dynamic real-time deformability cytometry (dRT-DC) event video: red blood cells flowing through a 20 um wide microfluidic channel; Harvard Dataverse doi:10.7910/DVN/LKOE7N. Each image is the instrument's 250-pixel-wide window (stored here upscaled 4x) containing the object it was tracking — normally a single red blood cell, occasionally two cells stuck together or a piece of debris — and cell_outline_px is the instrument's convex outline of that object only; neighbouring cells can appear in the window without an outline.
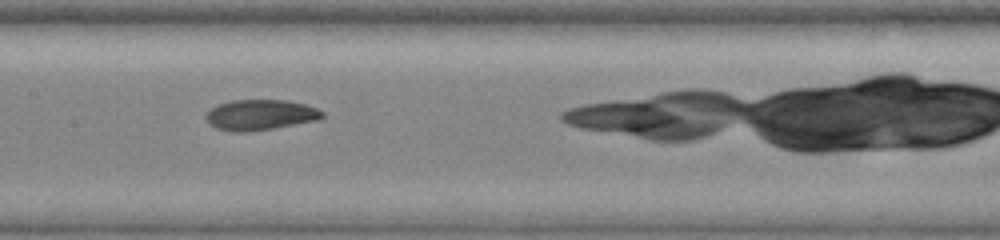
{"species": "common noctule bat (a hibernating species)", "species_latin": "Nyctalus noctula", "temperature_condition": "warm", "stored_images_in_passage": 10, "camera_frame_rate_fps": 3000, "um_per_image_px": 0.085, "animal": {"sex": "female", "body_mass_g": 19.0, "forearm_length_mm": 51.5}, "frame": {"image": 1, "passage_image": 7, "time_ms": 5.667, "image_size_px": [1000, 240], "cell_outline_px": [[324, 116], [320, 120], [248, 132], [232, 132], [216, 128], [208, 124], [204, 116], [212, 108], [220, 104], [232, 100], [288, 100], [304, 104], [316, 108], [324, 112]], "centroid_in_image_um": [22.12, 9.77], "position_along_channel_um": 185.3, "area_um2": 20.75}}
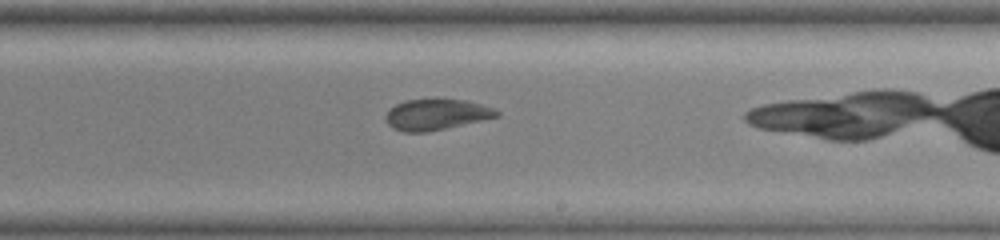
{"frame": {"image": 2, "passage_image": 9, "time_ms": 7.333, "image_size_px": [1000, 240], "cell_outline_px": [[500, 116], [428, 132], [404, 132], [392, 128], [384, 120], [384, 116], [396, 104], [404, 100], [464, 100], [496, 108], [500, 112]], "centroid_in_image_um": [37.08, 9.75], "position_along_channel_um": 251.9, "area_um2": 19.83}}